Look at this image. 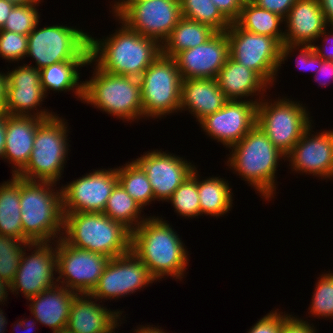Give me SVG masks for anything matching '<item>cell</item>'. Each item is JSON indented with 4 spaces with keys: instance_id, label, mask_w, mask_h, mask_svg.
<instances>
[{
    "instance_id": "50",
    "label": "cell",
    "mask_w": 333,
    "mask_h": 333,
    "mask_svg": "<svg viewBox=\"0 0 333 333\" xmlns=\"http://www.w3.org/2000/svg\"><path fill=\"white\" fill-rule=\"evenodd\" d=\"M326 22L333 25V0H319Z\"/></svg>"
},
{
    "instance_id": "15",
    "label": "cell",
    "mask_w": 333,
    "mask_h": 333,
    "mask_svg": "<svg viewBox=\"0 0 333 333\" xmlns=\"http://www.w3.org/2000/svg\"><path fill=\"white\" fill-rule=\"evenodd\" d=\"M54 244L53 242L28 243V250L31 251L32 248L34 250L31 252L32 255H27L25 249L23 251L20 266L11 283L13 294L14 292L18 294L20 291L26 299H29L57 285V277H54V273L57 272L56 246L52 247Z\"/></svg>"
},
{
    "instance_id": "3",
    "label": "cell",
    "mask_w": 333,
    "mask_h": 333,
    "mask_svg": "<svg viewBox=\"0 0 333 333\" xmlns=\"http://www.w3.org/2000/svg\"><path fill=\"white\" fill-rule=\"evenodd\" d=\"M227 166L252 185L266 200L274 198L275 173L282 153L256 124L238 143L230 147ZM282 157V158H281ZM274 193V194H273Z\"/></svg>"
},
{
    "instance_id": "17",
    "label": "cell",
    "mask_w": 333,
    "mask_h": 333,
    "mask_svg": "<svg viewBox=\"0 0 333 333\" xmlns=\"http://www.w3.org/2000/svg\"><path fill=\"white\" fill-rule=\"evenodd\" d=\"M260 100V96L254 101L228 100L220 110L203 118L199 122L200 126L210 138L230 148L256 125L257 104Z\"/></svg>"
},
{
    "instance_id": "22",
    "label": "cell",
    "mask_w": 333,
    "mask_h": 333,
    "mask_svg": "<svg viewBox=\"0 0 333 333\" xmlns=\"http://www.w3.org/2000/svg\"><path fill=\"white\" fill-rule=\"evenodd\" d=\"M284 23V43L292 45H312L320 38L324 29L330 25L326 22L319 0H297L289 10Z\"/></svg>"
},
{
    "instance_id": "45",
    "label": "cell",
    "mask_w": 333,
    "mask_h": 333,
    "mask_svg": "<svg viewBox=\"0 0 333 333\" xmlns=\"http://www.w3.org/2000/svg\"><path fill=\"white\" fill-rule=\"evenodd\" d=\"M308 321L292 316L282 327L281 333H316Z\"/></svg>"
},
{
    "instance_id": "42",
    "label": "cell",
    "mask_w": 333,
    "mask_h": 333,
    "mask_svg": "<svg viewBox=\"0 0 333 333\" xmlns=\"http://www.w3.org/2000/svg\"><path fill=\"white\" fill-rule=\"evenodd\" d=\"M270 311L254 324L248 333H281L283 325L292 317V315Z\"/></svg>"
},
{
    "instance_id": "59",
    "label": "cell",
    "mask_w": 333,
    "mask_h": 333,
    "mask_svg": "<svg viewBox=\"0 0 333 333\" xmlns=\"http://www.w3.org/2000/svg\"><path fill=\"white\" fill-rule=\"evenodd\" d=\"M118 326H120V325H116L109 333H115V328H117Z\"/></svg>"
},
{
    "instance_id": "14",
    "label": "cell",
    "mask_w": 333,
    "mask_h": 333,
    "mask_svg": "<svg viewBox=\"0 0 333 333\" xmlns=\"http://www.w3.org/2000/svg\"><path fill=\"white\" fill-rule=\"evenodd\" d=\"M156 281L133 251L109 260L97 286L90 293L97 300L130 295Z\"/></svg>"
},
{
    "instance_id": "41",
    "label": "cell",
    "mask_w": 333,
    "mask_h": 333,
    "mask_svg": "<svg viewBox=\"0 0 333 333\" xmlns=\"http://www.w3.org/2000/svg\"><path fill=\"white\" fill-rule=\"evenodd\" d=\"M299 50L298 57L296 58L297 65L299 69L315 71L321 67L323 59L314 51L313 45H292L288 43H283L281 45V58H280V67L282 62L290 56L291 52H294L293 49ZM300 59V60H299Z\"/></svg>"
},
{
    "instance_id": "44",
    "label": "cell",
    "mask_w": 333,
    "mask_h": 333,
    "mask_svg": "<svg viewBox=\"0 0 333 333\" xmlns=\"http://www.w3.org/2000/svg\"><path fill=\"white\" fill-rule=\"evenodd\" d=\"M212 2L231 23L239 18L242 7L237 0H212Z\"/></svg>"
},
{
    "instance_id": "24",
    "label": "cell",
    "mask_w": 333,
    "mask_h": 333,
    "mask_svg": "<svg viewBox=\"0 0 333 333\" xmlns=\"http://www.w3.org/2000/svg\"><path fill=\"white\" fill-rule=\"evenodd\" d=\"M44 119L34 116L6 117L5 150L3 159L12 163V175H17L28 163L36 130Z\"/></svg>"
},
{
    "instance_id": "19",
    "label": "cell",
    "mask_w": 333,
    "mask_h": 333,
    "mask_svg": "<svg viewBox=\"0 0 333 333\" xmlns=\"http://www.w3.org/2000/svg\"><path fill=\"white\" fill-rule=\"evenodd\" d=\"M6 74L8 91L5 108L8 115L34 116L42 119L55 115L54 112L46 109L40 111L37 109L38 106L41 107L42 101L47 96L41 86L40 70L35 66L24 64ZM33 110H36V113Z\"/></svg>"
},
{
    "instance_id": "23",
    "label": "cell",
    "mask_w": 333,
    "mask_h": 333,
    "mask_svg": "<svg viewBox=\"0 0 333 333\" xmlns=\"http://www.w3.org/2000/svg\"><path fill=\"white\" fill-rule=\"evenodd\" d=\"M96 301L91 294H77L72 301L65 330L69 333H109L119 324L122 311H109Z\"/></svg>"
},
{
    "instance_id": "54",
    "label": "cell",
    "mask_w": 333,
    "mask_h": 333,
    "mask_svg": "<svg viewBox=\"0 0 333 333\" xmlns=\"http://www.w3.org/2000/svg\"><path fill=\"white\" fill-rule=\"evenodd\" d=\"M22 320V321H21ZM20 321H19V323L17 322V324H16V327L17 328H20L21 329V327L23 328V330L24 331H26L27 333L29 332H32V328L35 326V324H36V322L34 323V319H32V321L31 320H27V322H26V319L24 320V319H21ZM33 324V325H32ZM34 329V328H33ZM25 332V333H26Z\"/></svg>"
},
{
    "instance_id": "13",
    "label": "cell",
    "mask_w": 333,
    "mask_h": 333,
    "mask_svg": "<svg viewBox=\"0 0 333 333\" xmlns=\"http://www.w3.org/2000/svg\"><path fill=\"white\" fill-rule=\"evenodd\" d=\"M118 18L130 29L161 45L182 18L179 0L132 2Z\"/></svg>"
},
{
    "instance_id": "8",
    "label": "cell",
    "mask_w": 333,
    "mask_h": 333,
    "mask_svg": "<svg viewBox=\"0 0 333 333\" xmlns=\"http://www.w3.org/2000/svg\"><path fill=\"white\" fill-rule=\"evenodd\" d=\"M139 81L143 117L161 118L180 111L182 78L173 57L161 53Z\"/></svg>"
},
{
    "instance_id": "34",
    "label": "cell",
    "mask_w": 333,
    "mask_h": 333,
    "mask_svg": "<svg viewBox=\"0 0 333 333\" xmlns=\"http://www.w3.org/2000/svg\"><path fill=\"white\" fill-rule=\"evenodd\" d=\"M124 165L116 168L118 183L141 208L155 201L152 186L143 169L133 160Z\"/></svg>"
},
{
    "instance_id": "21",
    "label": "cell",
    "mask_w": 333,
    "mask_h": 333,
    "mask_svg": "<svg viewBox=\"0 0 333 333\" xmlns=\"http://www.w3.org/2000/svg\"><path fill=\"white\" fill-rule=\"evenodd\" d=\"M229 57V39L226 32H216L203 44L182 50L173 58L182 79H216Z\"/></svg>"
},
{
    "instance_id": "51",
    "label": "cell",
    "mask_w": 333,
    "mask_h": 333,
    "mask_svg": "<svg viewBox=\"0 0 333 333\" xmlns=\"http://www.w3.org/2000/svg\"><path fill=\"white\" fill-rule=\"evenodd\" d=\"M139 1H145V0H118L114 3L113 12L114 16L118 17L132 2H139Z\"/></svg>"
},
{
    "instance_id": "33",
    "label": "cell",
    "mask_w": 333,
    "mask_h": 333,
    "mask_svg": "<svg viewBox=\"0 0 333 333\" xmlns=\"http://www.w3.org/2000/svg\"><path fill=\"white\" fill-rule=\"evenodd\" d=\"M141 206L117 183L108 198L103 213L122 223L131 232L145 219L141 217Z\"/></svg>"
},
{
    "instance_id": "30",
    "label": "cell",
    "mask_w": 333,
    "mask_h": 333,
    "mask_svg": "<svg viewBox=\"0 0 333 333\" xmlns=\"http://www.w3.org/2000/svg\"><path fill=\"white\" fill-rule=\"evenodd\" d=\"M215 33L216 31L208 25L182 17L161 45L162 54L174 57L182 50H188L203 44Z\"/></svg>"
},
{
    "instance_id": "5",
    "label": "cell",
    "mask_w": 333,
    "mask_h": 333,
    "mask_svg": "<svg viewBox=\"0 0 333 333\" xmlns=\"http://www.w3.org/2000/svg\"><path fill=\"white\" fill-rule=\"evenodd\" d=\"M56 184L20 178L22 229L32 242H50L62 238V194L61 189L55 188V192L53 187Z\"/></svg>"
},
{
    "instance_id": "2",
    "label": "cell",
    "mask_w": 333,
    "mask_h": 333,
    "mask_svg": "<svg viewBox=\"0 0 333 333\" xmlns=\"http://www.w3.org/2000/svg\"><path fill=\"white\" fill-rule=\"evenodd\" d=\"M146 217L131 232V251L148 267L157 281L163 276L181 280L188 266V251L168 222Z\"/></svg>"
},
{
    "instance_id": "36",
    "label": "cell",
    "mask_w": 333,
    "mask_h": 333,
    "mask_svg": "<svg viewBox=\"0 0 333 333\" xmlns=\"http://www.w3.org/2000/svg\"><path fill=\"white\" fill-rule=\"evenodd\" d=\"M195 168L191 175L174 191L169 199L177 214L182 217L200 215V200L198 193V171Z\"/></svg>"
},
{
    "instance_id": "29",
    "label": "cell",
    "mask_w": 333,
    "mask_h": 333,
    "mask_svg": "<svg viewBox=\"0 0 333 333\" xmlns=\"http://www.w3.org/2000/svg\"><path fill=\"white\" fill-rule=\"evenodd\" d=\"M91 63L90 59L71 60L44 67L40 70V81L44 93L47 94V91L50 92V90L58 92L73 90L75 96L82 101L84 83L82 81L79 83L80 73L77 69Z\"/></svg>"
},
{
    "instance_id": "39",
    "label": "cell",
    "mask_w": 333,
    "mask_h": 333,
    "mask_svg": "<svg viewBox=\"0 0 333 333\" xmlns=\"http://www.w3.org/2000/svg\"><path fill=\"white\" fill-rule=\"evenodd\" d=\"M320 277L313 292L309 313L318 318L320 316L331 318L333 317V273H324Z\"/></svg>"
},
{
    "instance_id": "56",
    "label": "cell",
    "mask_w": 333,
    "mask_h": 333,
    "mask_svg": "<svg viewBox=\"0 0 333 333\" xmlns=\"http://www.w3.org/2000/svg\"><path fill=\"white\" fill-rule=\"evenodd\" d=\"M3 311L0 308V333H4L7 324V318L3 315Z\"/></svg>"
},
{
    "instance_id": "47",
    "label": "cell",
    "mask_w": 333,
    "mask_h": 333,
    "mask_svg": "<svg viewBox=\"0 0 333 333\" xmlns=\"http://www.w3.org/2000/svg\"><path fill=\"white\" fill-rule=\"evenodd\" d=\"M8 91V77L4 72H0V117H7L8 113L5 108Z\"/></svg>"
},
{
    "instance_id": "18",
    "label": "cell",
    "mask_w": 333,
    "mask_h": 333,
    "mask_svg": "<svg viewBox=\"0 0 333 333\" xmlns=\"http://www.w3.org/2000/svg\"><path fill=\"white\" fill-rule=\"evenodd\" d=\"M146 173L154 192L155 200L168 201L174 191L196 168L183 158L154 150L134 160Z\"/></svg>"
},
{
    "instance_id": "38",
    "label": "cell",
    "mask_w": 333,
    "mask_h": 333,
    "mask_svg": "<svg viewBox=\"0 0 333 333\" xmlns=\"http://www.w3.org/2000/svg\"><path fill=\"white\" fill-rule=\"evenodd\" d=\"M40 2L15 5L2 29L28 36L39 24L40 15L36 7ZM38 4V5H37ZM36 6V7H35Z\"/></svg>"
},
{
    "instance_id": "46",
    "label": "cell",
    "mask_w": 333,
    "mask_h": 333,
    "mask_svg": "<svg viewBox=\"0 0 333 333\" xmlns=\"http://www.w3.org/2000/svg\"><path fill=\"white\" fill-rule=\"evenodd\" d=\"M330 30H331L330 33H332V36H331V34L329 32L327 33L325 29L320 34V37L321 36L323 37L325 35L324 38H323V41L326 40L327 44H331V46H329L330 48L328 47L329 49L327 48V45L325 47L324 46L320 47L318 45L315 46V42L312 45H313L315 53H317L323 60H331V61H333V31H332L333 30V25H331ZM330 40H332V41H330Z\"/></svg>"
},
{
    "instance_id": "52",
    "label": "cell",
    "mask_w": 333,
    "mask_h": 333,
    "mask_svg": "<svg viewBox=\"0 0 333 333\" xmlns=\"http://www.w3.org/2000/svg\"><path fill=\"white\" fill-rule=\"evenodd\" d=\"M6 117H0V157L3 159L5 150Z\"/></svg>"
},
{
    "instance_id": "6",
    "label": "cell",
    "mask_w": 333,
    "mask_h": 333,
    "mask_svg": "<svg viewBox=\"0 0 333 333\" xmlns=\"http://www.w3.org/2000/svg\"><path fill=\"white\" fill-rule=\"evenodd\" d=\"M90 80L83 81V102L126 121L143 117L139 78L113 75L97 66Z\"/></svg>"
},
{
    "instance_id": "4",
    "label": "cell",
    "mask_w": 333,
    "mask_h": 333,
    "mask_svg": "<svg viewBox=\"0 0 333 333\" xmlns=\"http://www.w3.org/2000/svg\"><path fill=\"white\" fill-rule=\"evenodd\" d=\"M62 234L67 244L110 259L131 250V231L102 212L64 214Z\"/></svg>"
},
{
    "instance_id": "55",
    "label": "cell",
    "mask_w": 333,
    "mask_h": 333,
    "mask_svg": "<svg viewBox=\"0 0 333 333\" xmlns=\"http://www.w3.org/2000/svg\"><path fill=\"white\" fill-rule=\"evenodd\" d=\"M149 325H147V327L145 326H143L142 327V325L140 326V327H138L137 329H135V333H165L164 331H163V329H161V327H160V329H158V327H153V326H149Z\"/></svg>"
},
{
    "instance_id": "26",
    "label": "cell",
    "mask_w": 333,
    "mask_h": 333,
    "mask_svg": "<svg viewBox=\"0 0 333 333\" xmlns=\"http://www.w3.org/2000/svg\"><path fill=\"white\" fill-rule=\"evenodd\" d=\"M227 101L216 79H182L180 111L189 110L198 122L220 110Z\"/></svg>"
},
{
    "instance_id": "57",
    "label": "cell",
    "mask_w": 333,
    "mask_h": 333,
    "mask_svg": "<svg viewBox=\"0 0 333 333\" xmlns=\"http://www.w3.org/2000/svg\"><path fill=\"white\" fill-rule=\"evenodd\" d=\"M14 5H25V4H31L34 2H40L41 0H8Z\"/></svg>"
},
{
    "instance_id": "58",
    "label": "cell",
    "mask_w": 333,
    "mask_h": 333,
    "mask_svg": "<svg viewBox=\"0 0 333 333\" xmlns=\"http://www.w3.org/2000/svg\"><path fill=\"white\" fill-rule=\"evenodd\" d=\"M257 0H237L238 4L241 7L247 6V5H253L256 3Z\"/></svg>"
},
{
    "instance_id": "53",
    "label": "cell",
    "mask_w": 333,
    "mask_h": 333,
    "mask_svg": "<svg viewBox=\"0 0 333 333\" xmlns=\"http://www.w3.org/2000/svg\"><path fill=\"white\" fill-rule=\"evenodd\" d=\"M9 290L11 292V284L8 281H4V280H0V303L5 302L7 300L8 297V291Z\"/></svg>"
},
{
    "instance_id": "37",
    "label": "cell",
    "mask_w": 333,
    "mask_h": 333,
    "mask_svg": "<svg viewBox=\"0 0 333 333\" xmlns=\"http://www.w3.org/2000/svg\"><path fill=\"white\" fill-rule=\"evenodd\" d=\"M28 243L21 239L0 234V278L13 282L20 266L24 248Z\"/></svg>"
},
{
    "instance_id": "32",
    "label": "cell",
    "mask_w": 333,
    "mask_h": 333,
    "mask_svg": "<svg viewBox=\"0 0 333 333\" xmlns=\"http://www.w3.org/2000/svg\"><path fill=\"white\" fill-rule=\"evenodd\" d=\"M284 20L280 15L253 4L242 7L235 23L250 33L273 37L282 45L285 31L278 27Z\"/></svg>"
},
{
    "instance_id": "12",
    "label": "cell",
    "mask_w": 333,
    "mask_h": 333,
    "mask_svg": "<svg viewBox=\"0 0 333 333\" xmlns=\"http://www.w3.org/2000/svg\"><path fill=\"white\" fill-rule=\"evenodd\" d=\"M54 242L59 274L57 283H62L61 286L76 294H90L97 286L110 258L104 254L71 246L62 238Z\"/></svg>"
},
{
    "instance_id": "10",
    "label": "cell",
    "mask_w": 333,
    "mask_h": 333,
    "mask_svg": "<svg viewBox=\"0 0 333 333\" xmlns=\"http://www.w3.org/2000/svg\"><path fill=\"white\" fill-rule=\"evenodd\" d=\"M264 101L266 100L261 99L257 104L256 124L269 140L287 155L311 125L309 112L303 104L286 97L273 103Z\"/></svg>"
},
{
    "instance_id": "60",
    "label": "cell",
    "mask_w": 333,
    "mask_h": 333,
    "mask_svg": "<svg viewBox=\"0 0 333 333\" xmlns=\"http://www.w3.org/2000/svg\"><path fill=\"white\" fill-rule=\"evenodd\" d=\"M60 333H69L68 331L64 330V331H61Z\"/></svg>"
},
{
    "instance_id": "9",
    "label": "cell",
    "mask_w": 333,
    "mask_h": 333,
    "mask_svg": "<svg viewBox=\"0 0 333 333\" xmlns=\"http://www.w3.org/2000/svg\"><path fill=\"white\" fill-rule=\"evenodd\" d=\"M37 28L28 35L26 55L35 60L36 69L62 61L89 60V34L82 29L63 25Z\"/></svg>"
},
{
    "instance_id": "43",
    "label": "cell",
    "mask_w": 333,
    "mask_h": 333,
    "mask_svg": "<svg viewBox=\"0 0 333 333\" xmlns=\"http://www.w3.org/2000/svg\"><path fill=\"white\" fill-rule=\"evenodd\" d=\"M297 0H257L256 5L286 18Z\"/></svg>"
},
{
    "instance_id": "11",
    "label": "cell",
    "mask_w": 333,
    "mask_h": 333,
    "mask_svg": "<svg viewBox=\"0 0 333 333\" xmlns=\"http://www.w3.org/2000/svg\"><path fill=\"white\" fill-rule=\"evenodd\" d=\"M225 32L229 39V56L272 86L280 68L281 44L273 37L245 31L235 22Z\"/></svg>"
},
{
    "instance_id": "27",
    "label": "cell",
    "mask_w": 333,
    "mask_h": 333,
    "mask_svg": "<svg viewBox=\"0 0 333 333\" xmlns=\"http://www.w3.org/2000/svg\"><path fill=\"white\" fill-rule=\"evenodd\" d=\"M216 81L228 100H243L242 98L254 94L264 95L265 89L269 86L255 71L236 62L230 56L217 75Z\"/></svg>"
},
{
    "instance_id": "40",
    "label": "cell",
    "mask_w": 333,
    "mask_h": 333,
    "mask_svg": "<svg viewBox=\"0 0 333 333\" xmlns=\"http://www.w3.org/2000/svg\"><path fill=\"white\" fill-rule=\"evenodd\" d=\"M28 36L0 30V56L7 61L24 59L28 52Z\"/></svg>"
},
{
    "instance_id": "16",
    "label": "cell",
    "mask_w": 333,
    "mask_h": 333,
    "mask_svg": "<svg viewBox=\"0 0 333 333\" xmlns=\"http://www.w3.org/2000/svg\"><path fill=\"white\" fill-rule=\"evenodd\" d=\"M116 168L99 169L61 187L63 214L102 212L115 185Z\"/></svg>"
},
{
    "instance_id": "25",
    "label": "cell",
    "mask_w": 333,
    "mask_h": 333,
    "mask_svg": "<svg viewBox=\"0 0 333 333\" xmlns=\"http://www.w3.org/2000/svg\"><path fill=\"white\" fill-rule=\"evenodd\" d=\"M76 295L59 284L54 285L29 298V310L37 322L49 326L53 333H60L66 329L71 304Z\"/></svg>"
},
{
    "instance_id": "1",
    "label": "cell",
    "mask_w": 333,
    "mask_h": 333,
    "mask_svg": "<svg viewBox=\"0 0 333 333\" xmlns=\"http://www.w3.org/2000/svg\"><path fill=\"white\" fill-rule=\"evenodd\" d=\"M122 25L103 41L89 35V59L99 69L121 76L140 78L162 53L161 44Z\"/></svg>"
},
{
    "instance_id": "31",
    "label": "cell",
    "mask_w": 333,
    "mask_h": 333,
    "mask_svg": "<svg viewBox=\"0 0 333 333\" xmlns=\"http://www.w3.org/2000/svg\"><path fill=\"white\" fill-rule=\"evenodd\" d=\"M198 193L200 200V215L222 216L232 207V190L228 181L219 177H209L199 180Z\"/></svg>"
},
{
    "instance_id": "7",
    "label": "cell",
    "mask_w": 333,
    "mask_h": 333,
    "mask_svg": "<svg viewBox=\"0 0 333 333\" xmlns=\"http://www.w3.org/2000/svg\"><path fill=\"white\" fill-rule=\"evenodd\" d=\"M56 115L38 125L30 159L18 177L30 181H60L68 157V126Z\"/></svg>"
},
{
    "instance_id": "28",
    "label": "cell",
    "mask_w": 333,
    "mask_h": 333,
    "mask_svg": "<svg viewBox=\"0 0 333 333\" xmlns=\"http://www.w3.org/2000/svg\"><path fill=\"white\" fill-rule=\"evenodd\" d=\"M20 209V177L12 175L0 184V234L31 243L22 229Z\"/></svg>"
},
{
    "instance_id": "35",
    "label": "cell",
    "mask_w": 333,
    "mask_h": 333,
    "mask_svg": "<svg viewBox=\"0 0 333 333\" xmlns=\"http://www.w3.org/2000/svg\"><path fill=\"white\" fill-rule=\"evenodd\" d=\"M182 17L208 25L216 32H225L231 22L212 0H179Z\"/></svg>"
},
{
    "instance_id": "48",
    "label": "cell",
    "mask_w": 333,
    "mask_h": 333,
    "mask_svg": "<svg viewBox=\"0 0 333 333\" xmlns=\"http://www.w3.org/2000/svg\"><path fill=\"white\" fill-rule=\"evenodd\" d=\"M321 75V76H327L328 78L329 77H331V78H333V61H331V60H323L322 61V63H321V67L318 69V71L316 72V74H315V80L316 81H320L319 82V85H322V86H327L328 84H330V82L327 80V82L326 81H324L323 83H322V81L320 80V77L319 76Z\"/></svg>"
},
{
    "instance_id": "20",
    "label": "cell",
    "mask_w": 333,
    "mask_h": 333,
    "mask_svg": "<svg viewBox=\"0 0 333 333\" xmlns=\"http://www.w3.org/2000/svg\"><path fill=\"white\" fill-rule=\"evenodd\" d=\"M311 126L285 158L293 171L324 179L333 178V131L324 130L314 135L310 132Z\"/></svg>"
},
{
    "instance_id": "49",
    "label": "cell",
    "mask_w": 333,
    "mask_h": 333,
    "mask_svg": "<svg viewBox=\"0 0 333 333\" xmlns=\"http://www.w3.org/2000/svg\"><path fill=\"white\" fill-rule=\"evenodd\" d=\"M14 4L8 0H0V29L5 25L10 12L14 8Z\"/></svg>"
}]
</instances>
